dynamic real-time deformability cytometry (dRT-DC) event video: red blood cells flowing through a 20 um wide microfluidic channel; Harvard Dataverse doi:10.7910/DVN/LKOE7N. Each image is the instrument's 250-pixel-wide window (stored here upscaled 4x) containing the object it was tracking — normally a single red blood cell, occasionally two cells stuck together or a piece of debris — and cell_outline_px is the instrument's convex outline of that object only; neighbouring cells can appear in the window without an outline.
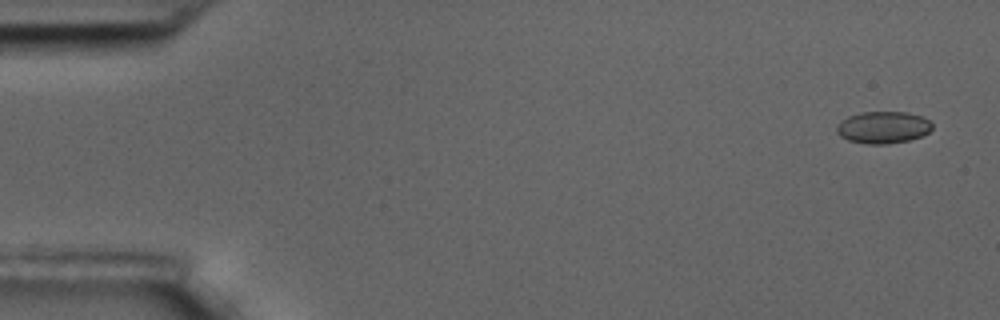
{"species": "common noctule bat (a hibernating species)", "species_latin": "Nyctalus noctula", "temperature_condition": "room temperature", "stored_images_in_passage": 8, "camera_frame_rate_fps": 3000, "um_per_image_px": 0.085, "animal": {"sex": "male", "body_mass_g": 17.5, "forearm_length_mm": 52.3}, "frame": {"image": 1, "passage_image": 1, "time_ms": 0.0, "image_size_px": [1000, 320], "cell_outline_px": [[932, 128], [924, 136], [908, 140], [888, 144], [864, 144], [848, 140], [840, 136], [836, 132], [836, 124], [840, 120], [848, 116], [860, 112], [904, 112], [924, 116], [932, 124]], "centroid_in_image_um": [75.04, 10.83], "position_along_channel_um": 10.0, "area_um2": 18.09}}
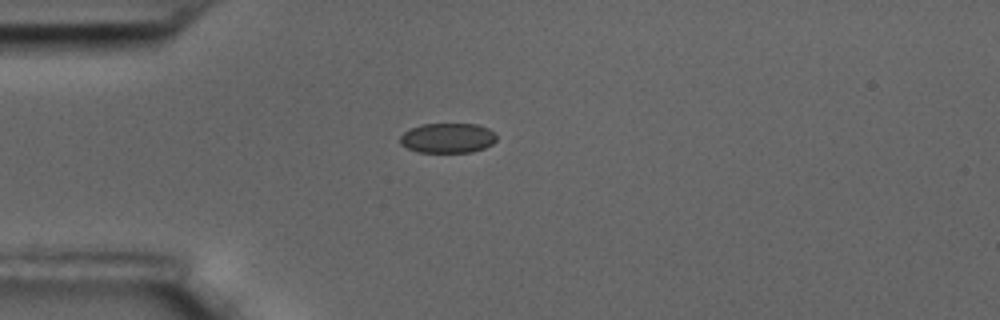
{"frame": {"image": 2, "passage_image": 5, "time_ms": 1.333, "image_size_px": [1000, 320], "cell_outline_px": [[496, 140], [492, 144], [484, 148], [472, 152], [420, 152], [408, 148], [400, 144], [400, 136], [404, 132], [412, 128], [424, 124], [480, 124], [496, 132]], "centroid_in_image_um": [38.09, 11.73], "position_along_channel_um": 46.9, "area_um2": 16.82}}
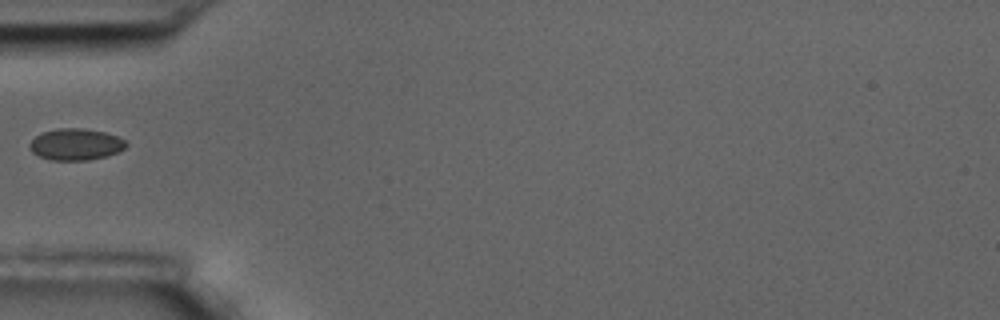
{"frame": {"image": 3, "passage_image": 6, "time_ms": 1.667, "image_size_px": [1000, 320], "cell_outline_px": [[128, 144], [124, 148], [116, 152], [104, 156], [88, 160], [52, 160], [40, 156], [32, 152], [28, 148], [28, 144], [40, 132], [56, 128], [84, 128], [104, 132], [116, 136], [124, 140]], "centroid_in_image_um": [6.39, 12.25], "position_along_channel_um": 78.6, "area_um2": 17.69}}